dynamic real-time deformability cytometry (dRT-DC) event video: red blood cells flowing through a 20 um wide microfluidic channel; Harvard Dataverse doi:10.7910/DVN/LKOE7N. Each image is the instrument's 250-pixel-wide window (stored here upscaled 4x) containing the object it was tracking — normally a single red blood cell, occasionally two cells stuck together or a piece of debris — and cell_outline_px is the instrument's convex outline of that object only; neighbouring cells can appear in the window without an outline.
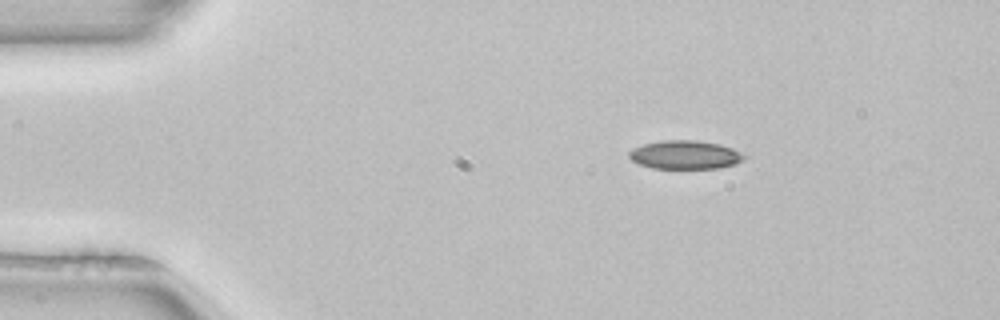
{"species": "common noctule bat (a hibernating species)", "species_latin": "Nyctalus noctula", "temperature_condition": "room temperature", "stored_images_in_passage": 51, "camera_frame_rate_fps": 3000, "um_per_image_px": 0.085, "animal": {"sex": "female", "body_mass_g": 22.7, "forearm_length_mm": 54.2}, "frame": {"image": 1, "passage_image": 8, "time_ms": 2.333, "image_size_px": [1000, 320], "cell_outline_px": [[748, 156], [744, 160], [736, 164], [720, 168], [652, 168], [640, 164], [632, 160], [628, 156], [628, 152], [632, 148], [644, 144], [660, 140], [696, 140], [720, 144], [732, 148]], "centroid_in_image_um": [58.25, 13.15], "position_along_channel_um": 26.7, "area_um2": 19.31}}
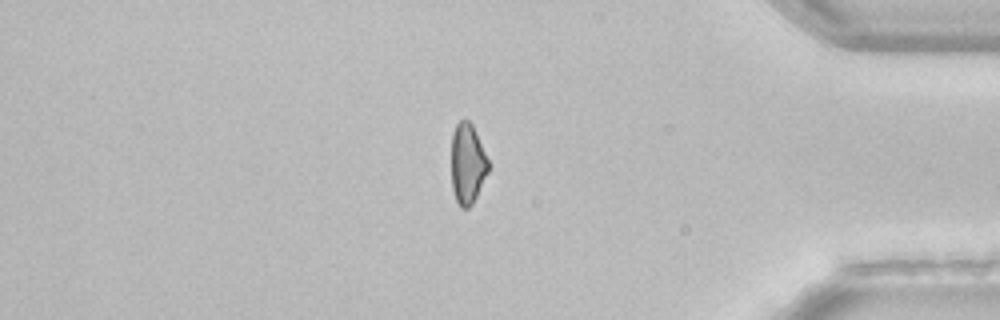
{"frame": {"image": 2, "passage_image": 43, "time_ms": 14.0, "image_size_px": [1000, 320], "cell_outline_px": [[488, 172], [472, 204], [468, 208], [460, 208], [456, 200], [452, 188], [452, 132], [456, 124], [460, 120], [468, 120], [472, 124], [488, 160]], "centroid_in_image_um": [39.72, 13.92], "position_along_channel_um": 395.5, "area_um2": 17.11}}
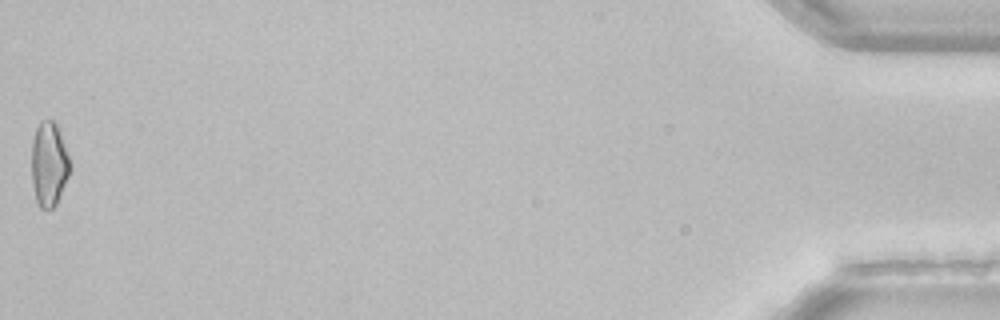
{"frame": {"image": 3, "passage_image": 51, "time_ms": 16.667, "image_size_px": [1000, 320], "cell_outline_px": [[72, 168], [56, 204], [52, 208], [40, 208], [36, 200], [32, 184], [32, 144], [36, 128], [40, 120], [52, 120], [56, 124], [68, 156]], "centroid_in_image_um": [4.16, 13.96], "position_along_channel_um": 431.0, "area_um2": 18.67}, "authors_computed_cell_mechanics": {"area_um2": 19.074, "velocity_mm_per_s": 3.9844, "shape_relaxation_time_tau1_ms": 9.944, "shape_relaxation_time_tau2_ms": null, "deformation_change_tau1": 0.1753, "deformation_change_tau2": null}}